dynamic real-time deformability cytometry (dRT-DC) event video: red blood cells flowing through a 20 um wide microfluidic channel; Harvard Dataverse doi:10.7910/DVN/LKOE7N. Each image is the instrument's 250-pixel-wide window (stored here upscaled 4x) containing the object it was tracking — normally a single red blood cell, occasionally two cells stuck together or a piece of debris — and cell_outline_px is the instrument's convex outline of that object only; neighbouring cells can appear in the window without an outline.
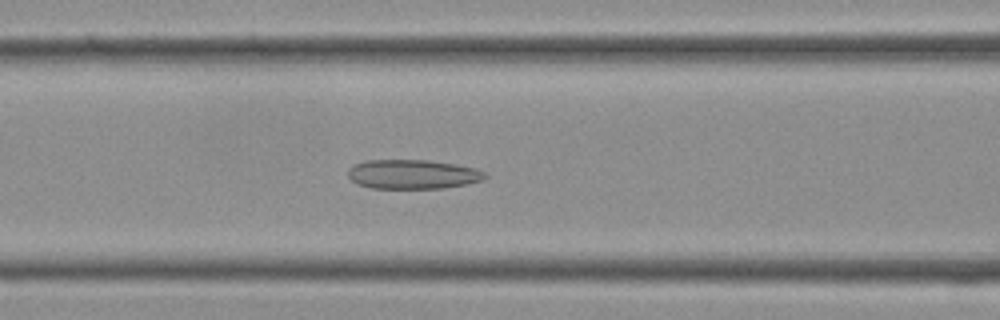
{"species": "Egyptian fruit bat (a non-hibernating species)", "species_latin": "Rousettus aegyptiacus", "temperature_condition": "cold", "stored_images_in_passage": 30, "camera_frame_rate_fps": 3000, "um_per_image_px": 0.085, "frame": {"image": 1, "passage_image": 10, "time_ms": 3.0, "image_size_px": [1000, 320], "cell_outline_px": [[488, 176], [484, 180], [468, 184], [444, 188], [372, 188], [356, 184], [348, 176], [348, 168], [352, 164], [364, 160], [428, 160], [456, 164], [476, 168], [484, 172]], "centroid_in_image_um": [35.08, 14.81], "position_along_channel_um": 131.5, "area_um2": 23.7}}
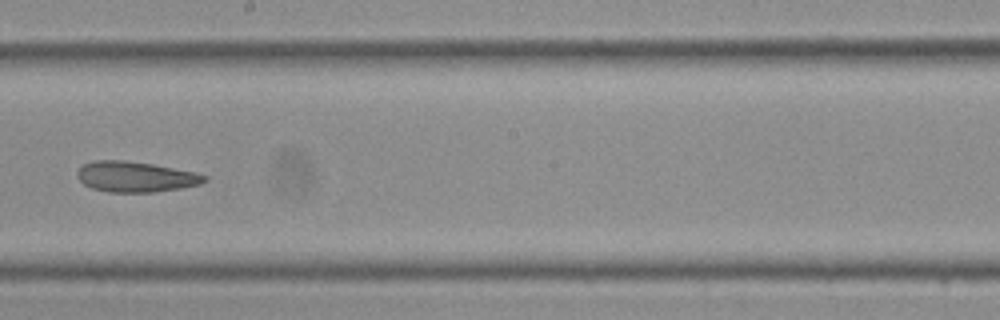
{"frame": {"image": 2, "passage_image": 16, "time_ms": 5.0, "image_size_px": [1000, 320], "cell_outline_px": [[208, 180], [200, 184], [180, 188], [156, 192], [108, 192], [92, 188], [84, 184], [76, 176], [76, 172], [84, 164], [92, 160], [124, 160], [152, 164], [196, 172], [208, 176]], "centroid_in_image_um": [11.53, 15.02], "position_along_channel_um": 236.7, "area_um2": 22.72}}
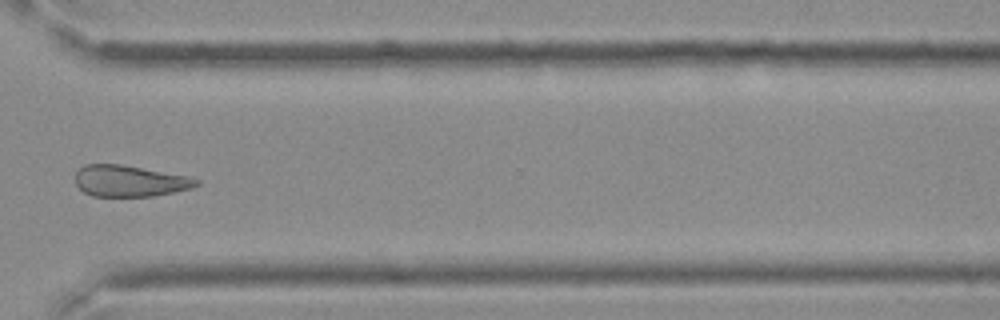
{"frame": {"image": 3, "passage_image": 23, "time_ms": 7.333, "image_size_px": [1000, 320], "cell_outline_px": [[200, 184], [192, 188], [152, 196], [92, 196], [84, 192], [76, 184], [76, 172], [84, 164], [120, 164], [188, 176], [200, 180]], "centroid_in_image_um": [11.02, 15.38], "position_along_channel_um": 359.6, "area_um2": 21.96}}